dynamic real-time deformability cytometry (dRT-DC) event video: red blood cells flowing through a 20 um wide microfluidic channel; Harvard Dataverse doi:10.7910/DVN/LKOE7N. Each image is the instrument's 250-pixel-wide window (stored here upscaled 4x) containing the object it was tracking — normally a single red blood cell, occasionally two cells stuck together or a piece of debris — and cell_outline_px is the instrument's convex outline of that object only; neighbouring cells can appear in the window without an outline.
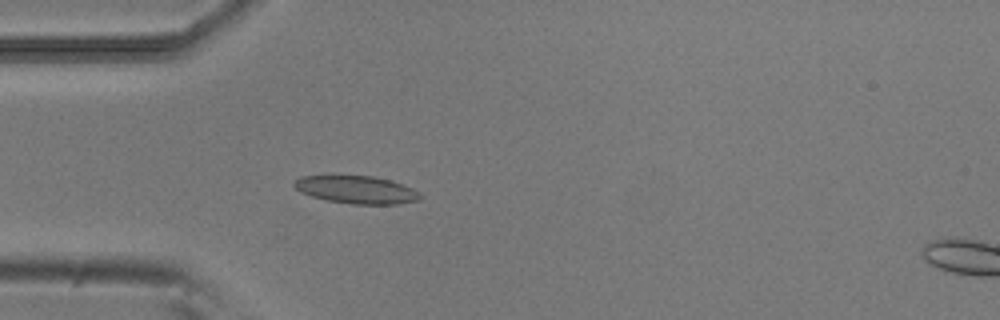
{"species": "common noctule bat (a hibernating species)", "species_latin": "Nyctalus noctula", "temperature_condition": "room temperature", "stored_images_in_passage": 52, "camera_frame_rate_fps": 3000, "um_per_image_px": 0.085, "animal": {"sex": "male", "body_mass_g": 20.5, "forearm_length_mm": 52.5}, "frame": {"image": 1, "passage_image": 14, "time_ms": 4.333, "image_size_px": [1000, 320], "cell_outline_px": [[424, 196], [420, 200], [396, 204], [352, 204], [328, 200], [312, 196], [300, 192], [292, 184], [300, 176], [324, 172], [332, 172], [372, 176], [388, 180], [412, 188], [420, 192]], "centroid_in_image_um": [30.22, 16.06], "position_along_channel_um": 54.8, "area_um2": 21.33}}
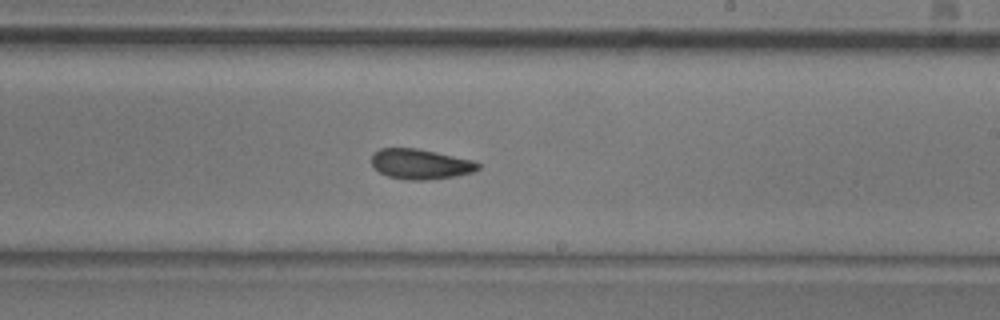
{"frame": {"image": 2, "passage_image": 30, "time_ms": 9.667, "image_size_px": [1000, 320], "cell_outline_px": [[480, 168], [472, 172], [456, 176], [424, 180], [408, 180], [388, 176], [380, 172], [372, 164], [372, 156], [380, 148], [416, 148], [472, 160], [480, 164]], "centroid_in_image_um": [35.74, 13.95], "position_along_channel_um": 253.3, "area_um2": 18.44}}
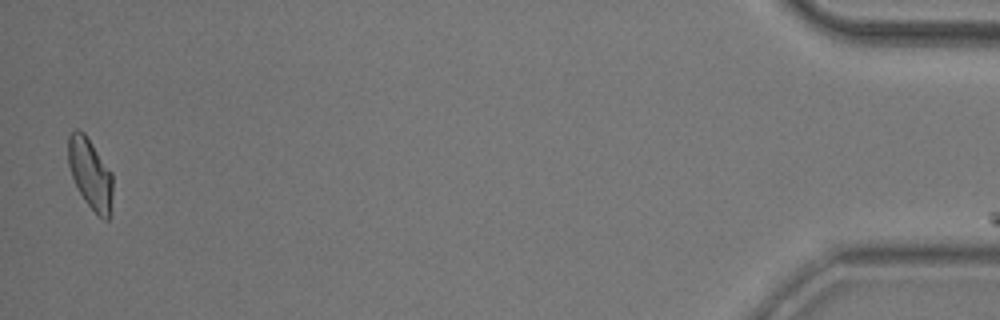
{"frame": {"image": 3, "passage_image": 51, "time_ms": 16.667, "image_size_px": [1000, 320], "cell_outline_px": [[112, 196], [108, 220], [104, 220], [84, 200], [72, 176], [68, 164], [68, 136], [76, 128], [84, 132], [112, 172]], "centroid_in_image_um": [7.67, 14.72], "position_along_channel_um": 427.5, "area_um2": 18.03}}